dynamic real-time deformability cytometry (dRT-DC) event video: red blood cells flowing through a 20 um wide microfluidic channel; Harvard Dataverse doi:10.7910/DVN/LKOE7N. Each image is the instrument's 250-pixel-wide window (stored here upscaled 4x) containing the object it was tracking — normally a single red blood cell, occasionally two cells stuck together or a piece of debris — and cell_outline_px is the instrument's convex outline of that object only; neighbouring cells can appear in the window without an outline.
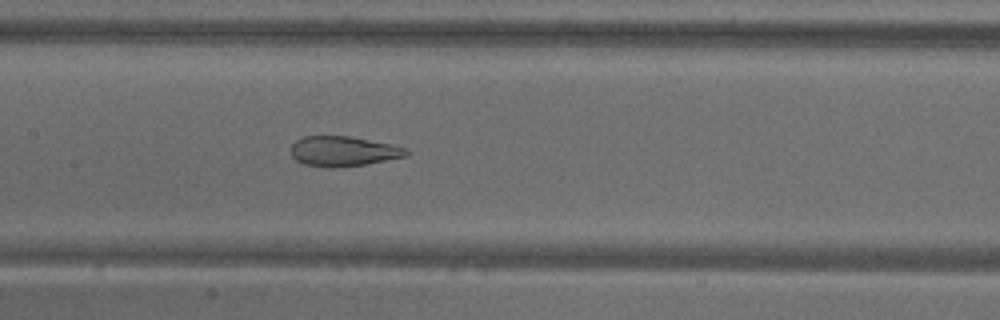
{"species": "common noctule bat (a hibernating species)", "species_latin": "Nyctalus noctula", "temperature_condition": "warm", "stored_images_in_passage": 51, "camera_frame_rate_fps": 3000, "um_per_image_px": 0.085, "animal": {"sex": "male", "body_mass_g": 18.8}, "frame": {"image": 1, "passage_image": 25, "time_ms": 8.0, "image_size_px": [1000, 320], "cell_outline_px": [[408, 152], [404, 156], [364, 164], [332, 168], [304, 164], [296, 160], [292, 156], [292, 144], [296, 140], [304, 136], [348, 136], [392, 144], [408, 148]], "centroid_in_image_um": [29.15, 12.85], "position_along_channel_um": 178.2, "area_um2": 19.88}}
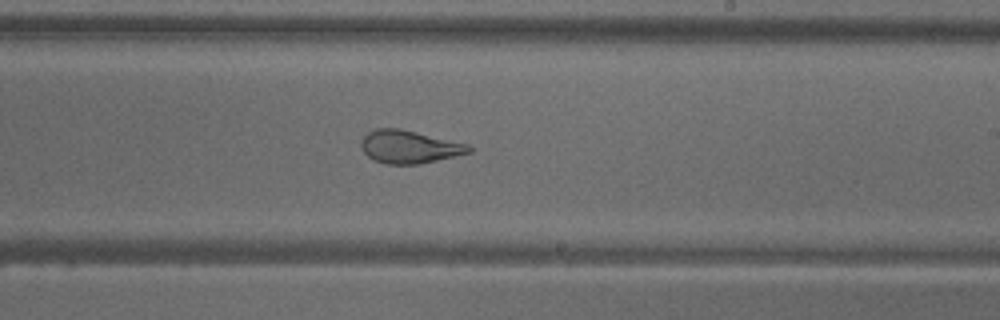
{"frame": {"image": 2, "passage_image": 31, "time_ms": 10.0, "image_size_px": [1000, 320], "cell_outline_px": [[472, 152], [420, 164], [384, 164], [372, 160], [364, 152], [360, 144], [364, 136], [368, 132], [376, 128], [400, 128], [468, 144], [472, 148]], "centroid_in_image_um": [34.77, 12.48], "position_along_channel_um": 254.2, "area_um2": 20.69}}
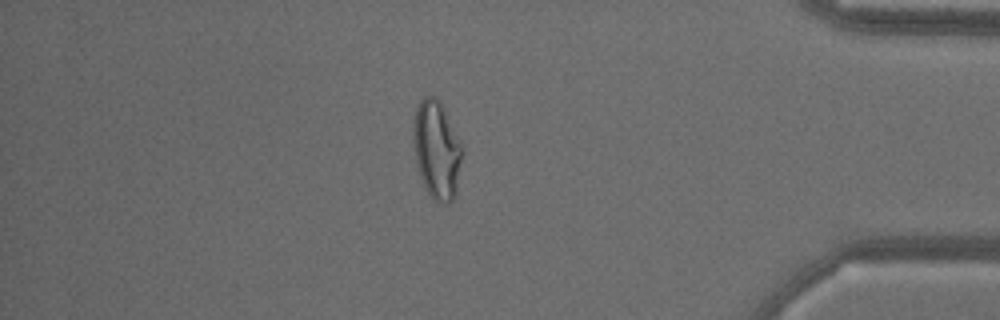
{"frame": {"image": 3, "passage_image": 45, "time_ms": 14.667, "image_size_px": [1000, 320], "cell_outline_px": [[460, 160], [456, 196], [448, 204], [444, 204], [436, 200], [428, 192], [420, 176], [416, 164], [412, 136], [412, 128], [416, 108], [420, 100], [424, 96], [436, 96], [440, 100], [460, 140]], "centroid_in_image_um": [37.09, 12.7], "position_along_channel_um": 398.1, "area_um2": 27.74}, "authors_computed_cell_mechanics": {"area_um2": 26.4146, "velocity_mm_per_s": 3.8167, "shape_relaxation_time_tau1_ms": null, "shape_relaxation_time_tau2_ms": 1.1709, "deformation_change_tau1": null, "deformation_change_tau2": 0.0991}}